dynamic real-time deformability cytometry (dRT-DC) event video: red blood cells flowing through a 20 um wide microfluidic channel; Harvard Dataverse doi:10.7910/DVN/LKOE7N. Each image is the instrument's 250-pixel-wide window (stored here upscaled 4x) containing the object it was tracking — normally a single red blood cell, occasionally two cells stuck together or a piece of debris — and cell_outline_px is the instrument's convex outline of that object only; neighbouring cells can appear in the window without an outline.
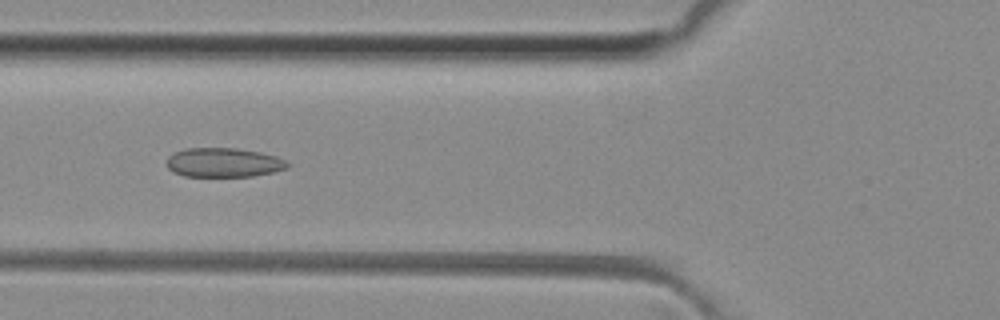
{"species": "common noctule bat (a hibernating species)", "species_latin": "Nyctalus noctula", "temperature_condition": "room temperature", "stored_images_in_passage": 50, "camera_frame_rate_fps": 3000, "um_per_image_px": 0.085, "animal": {"sex": "female", "body_mass_g": 29.2, "forearm_length_mm": 56.3}, "frame": {"image": 1, "passage_image": 19, "time_ms": 6.0, "image_size_px": [1000, 320], "cell_outline_px": [[292, 164], [288, 168], [272, 172], [252, 176], [184, 176], [172, 172], [168, 168], [168, 156], [184, 148], [236, 148], [260, 152], [276, 156]], "centroid_in_image_um": [19.02, 13.81], "position_along_channel_um": 106.8, "area_um2": 20.58}}
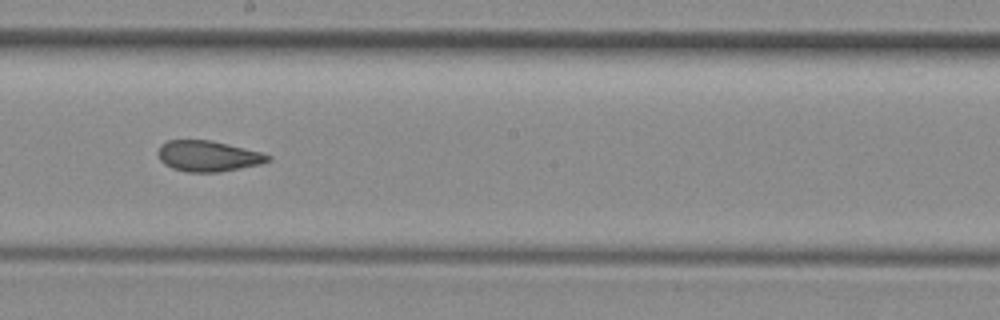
{"frame": {"image": 2, "passage_image": 28, "time_ms": 9.0, "image_size_px": [1000, 320], "cell_outline_px": [[272, 160], [260, 164], [220, 172], [188, 172], [172, 168], [164, 164], [160, 160], [156, 152], [160, 144], [168, 140], [212, 140], [260, 152], [272, 156]], "centroid_in_image_um": [17.66, 13.26], "position_along_channel_um": 230.5, "area_um2": 19.83}}
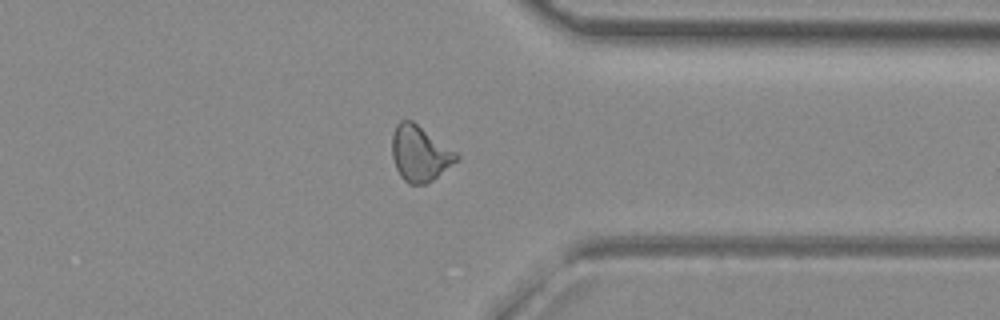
{"frame": {"image": 3, "passage_image": 39, "time_ms": 12.667, "image_size_px": [1000, 320], "cell_outline_px": [[460, 156], [452, 164], [432, 180], [424, 184], [408, 184], [400, 176], [396, 168], [392, 156], [392, 136], [396, 124], [400, 120], [412, 120], [456, 152]], "centroid_in_image_um": [35.65, 13.04], "position_along_channel_um": 375.8, "area_um2": 20.58}, "authors_computed_cell_mechanics": {"area_um2": 20.808, "velocity_mm_per_s": 4.1182, "shape_relaxation_time_tau1_ms": null, "shape_relaxation_time_tau2_ms": 2.8582, "deformation_change_tau1": null, "deformation_change_tau2": 0.0879}}